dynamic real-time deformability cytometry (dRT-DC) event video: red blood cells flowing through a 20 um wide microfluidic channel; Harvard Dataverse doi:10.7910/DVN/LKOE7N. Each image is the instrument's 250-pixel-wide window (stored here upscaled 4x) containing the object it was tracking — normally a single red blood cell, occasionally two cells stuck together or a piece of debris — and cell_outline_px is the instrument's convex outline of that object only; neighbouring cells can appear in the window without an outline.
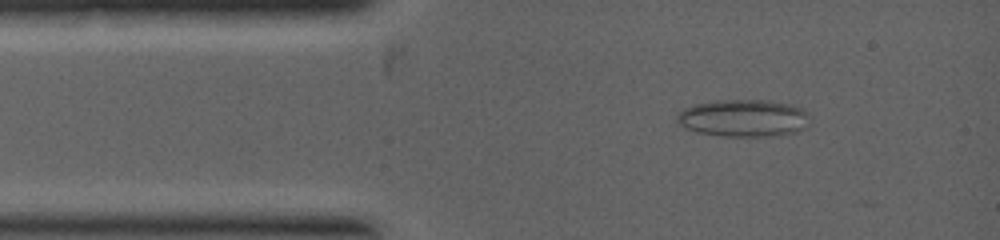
{"species": "common noctule bat (a hibernating species)", "species_latin": "Nyctalus noctula", "temperature_condition": "warm", "stored_images_in_passage": 16, "camera_frame_rate_fps": 5000, "um_per_image_px": 0.085, "animal": {"sex": "female", "body_mass_g": 19.0, "forearm_length_mm": 53.3}, "frame": {"image": 1, "passage_image": 4, "time_ms": 0.8, "image_size_px": [1000, 240], "cell_outline_px": [[808, 124], [804, 128], [796, 132], [772, 136], [720, 136], [696, 132], [684, 128], [676, 120], [676, 116], [684, 108], [696, 104], [712, 100], [768, 100], [788, 104], [804, 108], [808, 112]], "centroid_in_image_um": [63.19, 10.04], "position_along_channel_um": 21.8, "area_um2": 29.07}}
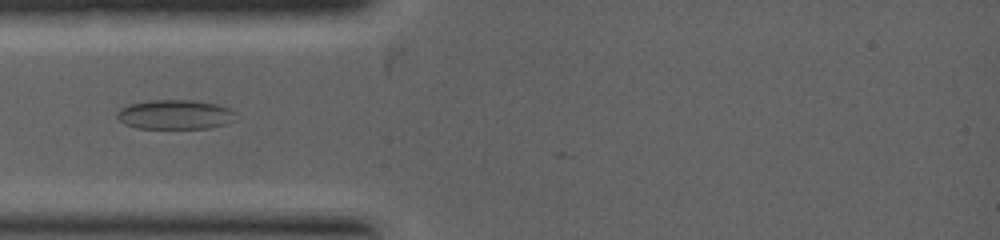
{"frame": {"image": 2, "passage_image": 12, "time_ms": 2.0, "image_size_px": [1000, 240], "cell_outline_px": [[240, 116], [236, 120], [224, 124], [208, 128], [136, 128], [124, 124], [116, 116], [116, 112], [120, 108], [128, 104], [148, 100], [192, 100], [220, 104], [236, 112]], "centroid_in_image_um": [14.91, 9.73], "position_along_channel_um": 70.1, "area_um2": 20.75}}
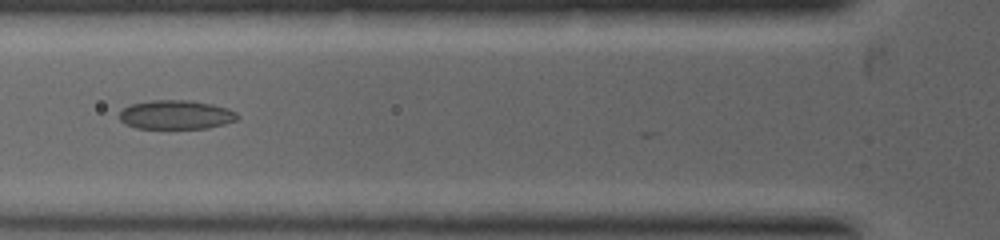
{"frame": {"image": 3, "passage_image": 15, "time_ms": 2.6, "image_size_px": [1000, 240], "cell_outline_px": [[240, 116], [236, 120], [224, 124], [208, 128], [136, 128], [124, 124], [120, 120], [120, 112], [124, 108], [132, 104], [152, 100], [192, 100], [212, 104], [228, 108], [236, 112]], "centroid_in_image_um": [14.98, 9.75], "position_along_channel_um": 110.8, "area_um2": 20.0}}